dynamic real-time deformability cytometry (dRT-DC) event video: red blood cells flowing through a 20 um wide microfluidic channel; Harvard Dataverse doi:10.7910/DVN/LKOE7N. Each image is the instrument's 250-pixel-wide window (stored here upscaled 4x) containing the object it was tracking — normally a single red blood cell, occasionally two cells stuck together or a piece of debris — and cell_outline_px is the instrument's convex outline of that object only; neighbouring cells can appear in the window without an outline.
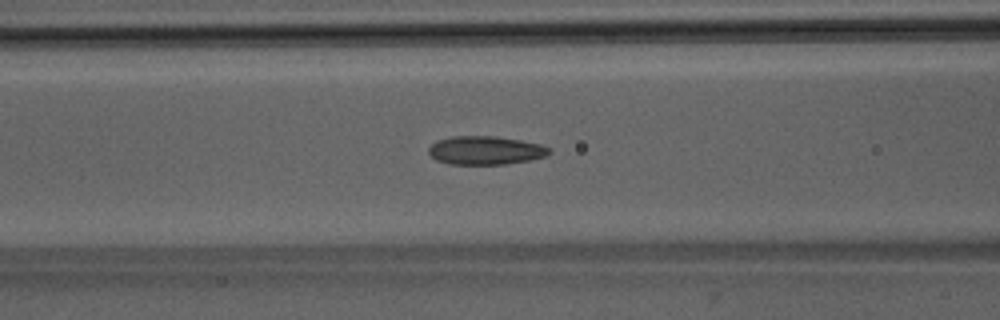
{"species": "Egyptian fruit bat (a non-hibernating species)", "species_latin": "Rousettus aegyptiacus", "temperature_condition": "room temperature", "stored_images_in_passage": 51, "camera_frame_rate_fps": 3000, "um_per_image_px": 0.085, "animal": {"sex": "male"}, "frame": {"image": 1, "passage_image": 21, "time_ms": 6.667, "image_size_px": [1000, 320], "cell_outline_px": [[552, 152], [544, 156], [532, 160], [504, 164], [452, 164], [436, 160], [428, 152], [428, 148], [436, 140], [452, 136], [496, 136], [520, 140], [540, 144], [552, 148]], "centroid_in_image_um": [41.28, 12.77], "position_along_channel_um": 125.3, "area_um2": 20.11}}
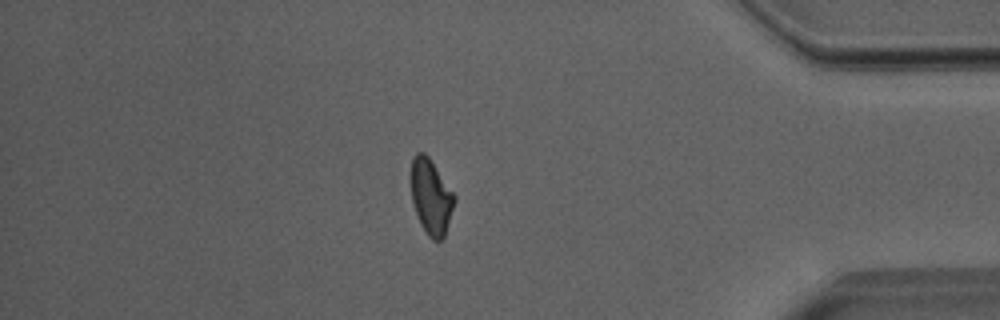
{"frame": {"image": 2, "passage_image": 44, "time_ms": 14.333, "image_size_px": [1000, 320], "cell_outline_px": [[456, 200], [444, 236], [440, 240], [432, 240], [428, 236], [420, 224], [412, 200], [408, 180], [412, 156], [416, 152], [424, 152], [428, 156], [456, 196]], "centroid_in_image_um": [36.59, 16.67], "position_along_channel_um": 398.6, "area_um2": 19.42}}
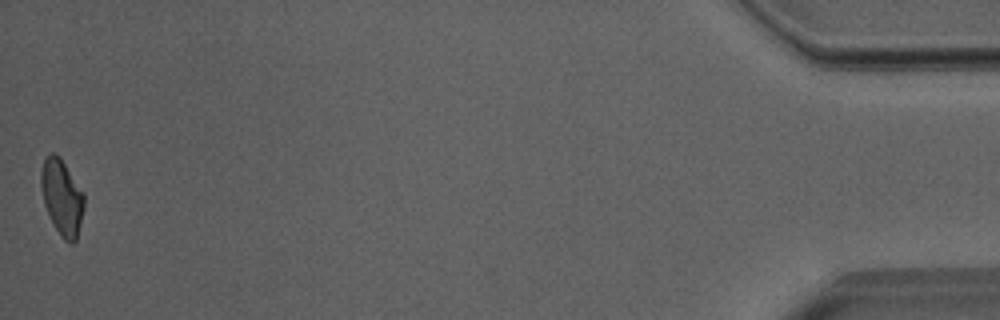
{"frame": {"image": 3, "passage_image": 51, "time_ms": 16.667, "image_size_px": [1000, 320], "cell_outline_px": [[84, 208], [76, 240], [72, 244], [68, 244], [60, 236], [48, 216], [44, 204], [40, 184], [40, 172], [44, 156], [48, 152], [56, 152], [60, 156], [84, 192]], "centroid_in_image_um": [5.24, 16.73], "position_along_channel_um": 430.0, "area_um2": 19.54}, "authors_computed_cell_mechanics": {"area_um2": 19.7098, "velocity_mm_per_s": 4.0095, "shape_relaxation_time_tau1_ms": null, "shape_relaxation_time_tau2_ms": 1.9657, "deformation_change_tau1": null, "deformation_change_tau2": 0.0833}}